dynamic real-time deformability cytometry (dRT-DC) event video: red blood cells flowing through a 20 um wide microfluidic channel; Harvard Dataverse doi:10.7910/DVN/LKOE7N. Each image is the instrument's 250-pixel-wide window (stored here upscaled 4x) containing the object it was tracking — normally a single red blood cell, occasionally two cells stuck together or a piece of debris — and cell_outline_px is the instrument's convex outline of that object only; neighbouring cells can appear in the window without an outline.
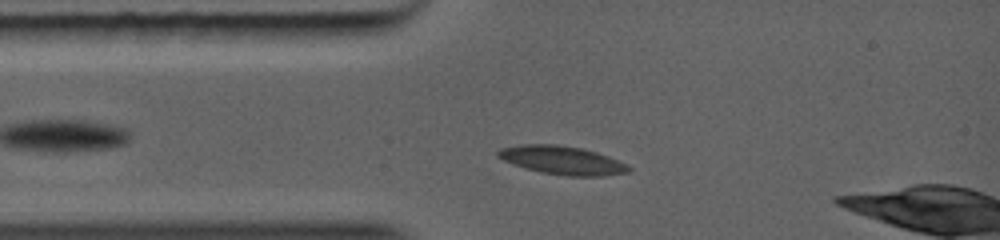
{"species": "common noctule bat (a hibernating species)", "species_latin": "Nyctalus noctula", "temperature_condition": "warm", "stored_images_in_passage": 3, "camera_frame_rate_fps": 5000, "um_per_image_px": 0.085, "animal": {"sex": "female", "body_mass_g": 19.0, "forearm_length_mm": 56.7}, "frame": {"image": 1, "passage_image": 1, "time_ms": 0.0, "image_size_px": [1000, 240], "cell_outline_px": [[632, 168], [628, 172], [604, 176], [568, 176], [540, 172], [524, 168], [512, 164], [496, 156], [496, 152], [500, 148], [520, 144], [556, 144], [584, 148], [608, 156], [628, 164]], "centroid_in_image_um": [47.78, 13.61], "position_along_channel_um": 37.2, "area_um2": 21.91}}
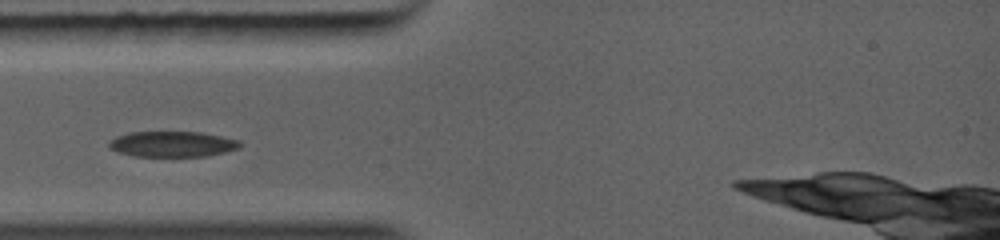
{"frame": {"image": 2, "passage_image": 2, "time_ms": 0.8, "image_size_px": [1000, 240], "cell_outline_px": [[240, 148], [208, 156], [132, 156], [108, 148], [108, 140], [116, 136], [128, 132], [200, 132], [240, 140]], "centroid_in_image_um": [14.61, 12.24], "position_along_channel_um": 70.4, "area_um2": 19.59}}
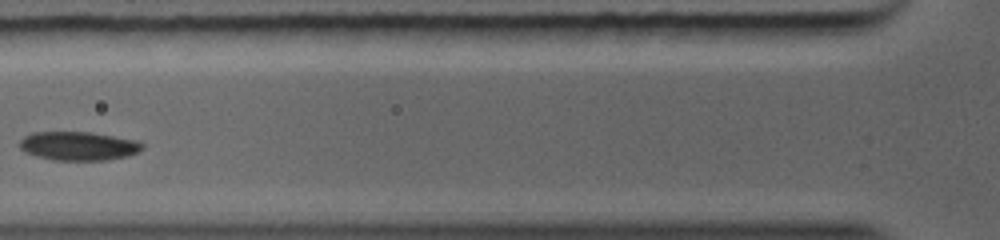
{"frame": {"image": 3, "passage_image": 3, "time_ms": 1.8, "image_size_px": [1000, 240], "cell_outline_px": [[144, 148], [128, 156], [104, 160], [52, 160], [36, 156], [24, 152], [20, 148], [20, 140], [24, 136], [32, 132], [92, 132], [136, 140], [144, 144]], "centroid_in_image_um": [6.65, 12.4], "position_along_channel_um": 119.1, "area_um2": 20.63}}